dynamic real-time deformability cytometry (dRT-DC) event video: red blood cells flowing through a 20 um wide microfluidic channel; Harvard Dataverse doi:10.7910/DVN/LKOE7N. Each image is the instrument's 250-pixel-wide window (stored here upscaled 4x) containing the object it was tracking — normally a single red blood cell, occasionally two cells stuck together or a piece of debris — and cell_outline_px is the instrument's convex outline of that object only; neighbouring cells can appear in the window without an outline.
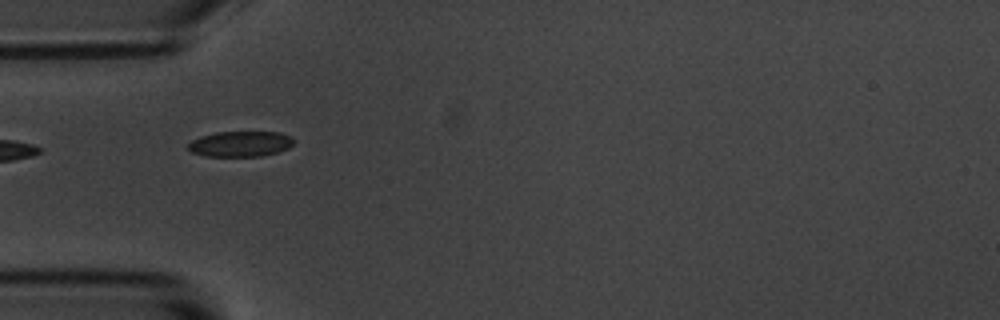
{"species": "common noctule bat (a hibernating species)", "species_latin": "Nyctalus noctula", "temperature_condition": "room temperature", "stored_images_in_passage": 9, "camera_frame_rate_fps": 3000, "um_per_image_px": 0.085, "animal": {"sex": "male", "body_mass_g": 20.1, "forearm_length_mm": 53.5}, "frame": {"image": 1, "passage_image": 3, "time_ms": 0.667, "image_size_px": [1000, 320], "cell_outline_px": [[296, 140], [288, 148], [276, 152], [260, 156], [204, 156], [192, 152], [188, 148], [188, 144], [192, 140], [200, 136], [216, 132], [280, 132], [292, 136]], "centroid_in_image_um": [20.44, 12.22], "position_along_channel_um": 64.6, "area_um2": 15.72}}
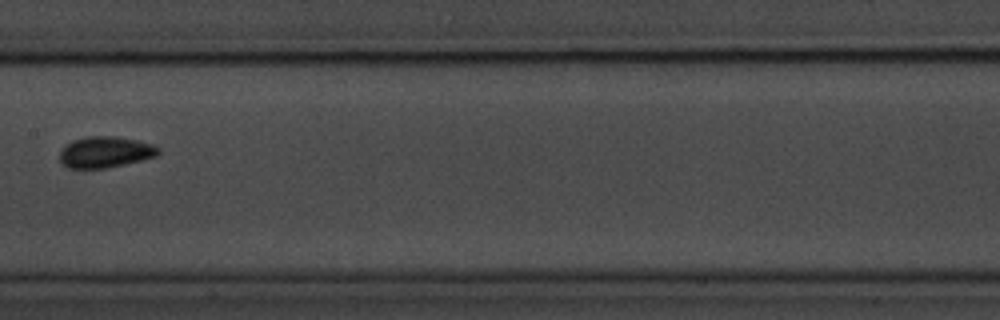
{"frame": {"image": 2, "passage_image": 6, "time_ms": 1.667, "image_size_px": [1000, 320], "cell_outline_px": [[160, 152], [156, 156], [124, 164], [104, 168], [68, 168], [60, 160], [60, 152], [72, 140], [84, 136], [116, 136], [136, 140], [152, 144], [160, 148]], "centroid_in_image_um": [8.95, 12.91], "position_along_channel_um": 198.4, "area_um2": 17.74}}
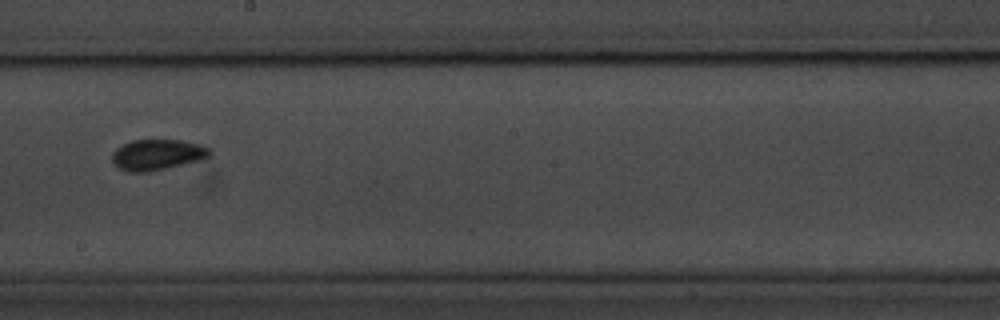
{"frame": {"image": 3, "passage_image": 7, "time_ms": 2.0, "image_size_px": [1000, 320], "cell_outline_px": [[212, 152], [208, 156], [200, 160], [148, 172], [128, 172], [120, 168], [112, 160], [112, 152], [116, 148], [132, 140], [180, 140], [200, 144], [208, 148]], "centroid_in_image_um": [13.35, 13.14], "position_along_channel_um": 234.8, "area_um2": 17.28}}